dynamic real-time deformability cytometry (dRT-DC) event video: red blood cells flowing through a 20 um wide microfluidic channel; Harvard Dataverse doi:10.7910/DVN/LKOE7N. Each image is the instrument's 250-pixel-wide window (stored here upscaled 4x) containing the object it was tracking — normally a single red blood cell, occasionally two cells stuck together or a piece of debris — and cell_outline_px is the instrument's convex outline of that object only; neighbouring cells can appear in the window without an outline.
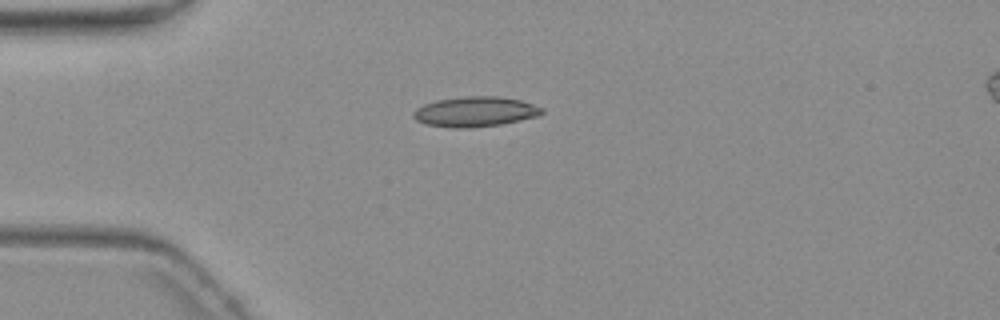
{"species": "common noctule bat (a hibernating species)", "species_latin": "Nyctalus noctula", "temperature_condition": "warm", "stored_images_in_passage": 4, "camera_frame_rate_fps": 3000, "um_per_image_px": 0.085, "animal": {"sex": "female", "body_mass_g": 19.3, "forearm_length_mm": 54.1}, "frame": {"image": 1, "passage_image": 1, "time_ms": 0.0, "image_size_px": [1000, 320], "cell_outline_px": [[544, 112], [540, 116], [500, 124], [472, 128], [452, 128], [428, 124], [416, 120], [412, 116], [412, 112], [416, 108], [424, 104], [436, 100], [464, 96], [500, 96], [520, 100], [544, 108]], "centroid_in_image_um": [40.39, 9.49], "position_along_channel_um": 44.6, "area_um2": 22.66}}
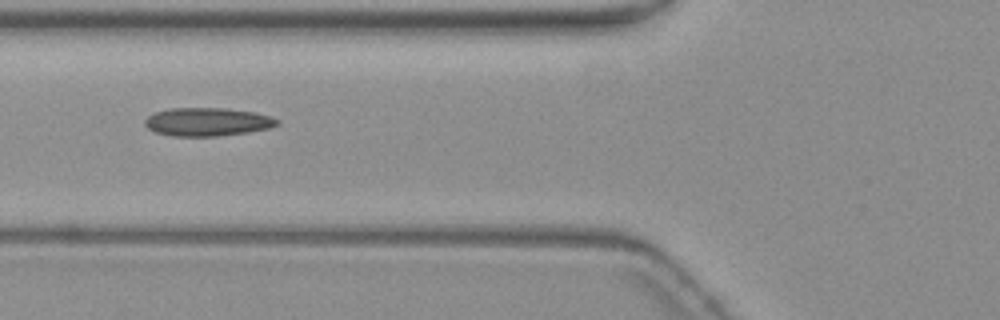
{"frame": {"image": 2, "passage_image": 3, "time_ms": 2.333, "image_size_px": [1000, 320], "cell_outline_px": [[280, 124], [268, 128], [248, 132], [216, 136], [172, 136], [156, 132], [148, 128], [144, 124], [144, 120], [152, 112], [168, 108], [224, 108], [256, 112], [272, 116], [280, 120]], "centroid_in_image_um": [17.63, 10.35], "position_along_channel_um": 108.2, "area_um2": 22.02}}
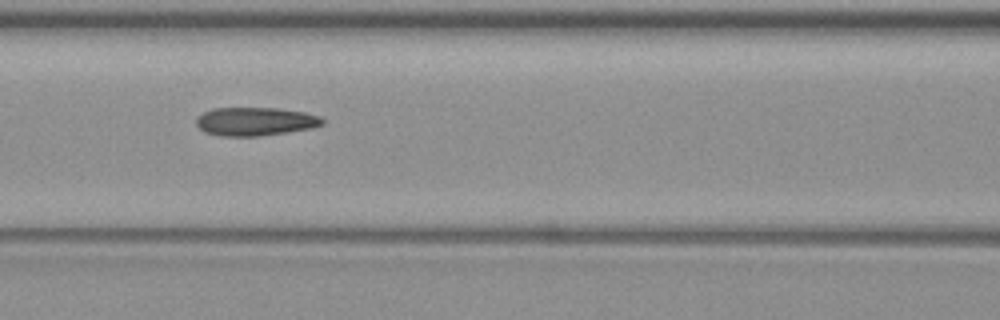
{"frame": {"image": 3, "passage_image": 4, "time_ms": 3.333, "image_size_px": [1000, 320], "cell_outline_px": [[324, 124], [312, 128], [288, 132], [260, 136], [220, 136], [204, 132], [196, 124], [196, 116], [212, 108], [280, 108], [304, 112], [320, 116], [324, 120]], "centroid_in_image_um": [21.69, 10.32], "position_along_channel_um": 144.9, "area_um2": 21.1}}